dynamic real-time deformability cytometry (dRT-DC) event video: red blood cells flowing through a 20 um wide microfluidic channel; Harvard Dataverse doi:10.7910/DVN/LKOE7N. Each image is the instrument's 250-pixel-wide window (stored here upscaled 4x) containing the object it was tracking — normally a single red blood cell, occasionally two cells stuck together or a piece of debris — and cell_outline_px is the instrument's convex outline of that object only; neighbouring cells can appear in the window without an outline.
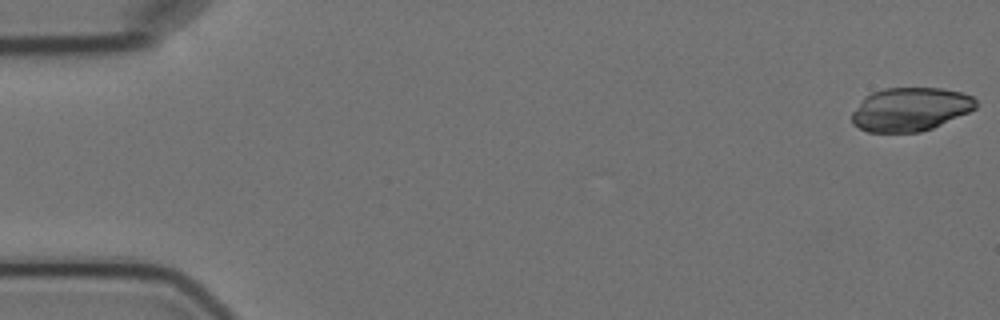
{"species": "Egyptian fruit bat (a non-hibernating species)", "species_latin": "Rousettus aegyptiacus", "temperature_condition": "cold", "stored_images_in_passage": 4, "camera_frame_rate_fps": 3000, "um_per_image_px": 0.085, "animal": {"sex": "female"}, "frame": {"image": 1, "passage_image": 1, "time_ms": 0.0, "image_size_px": [1000, 320], "cell_outline_px": [[976, 108], [968, 112], [932, 128], [920, 132], [868, 132], [852, 124], [852, 112], [864, 96], [872, 92], [884, 88], [940, 88], [960, 92], [972, 96], [976, 100]], "centroid_in_image_um": [77.34, 9.28], "position_along_channel_um": 7.7, "area_um2": 31.39}}